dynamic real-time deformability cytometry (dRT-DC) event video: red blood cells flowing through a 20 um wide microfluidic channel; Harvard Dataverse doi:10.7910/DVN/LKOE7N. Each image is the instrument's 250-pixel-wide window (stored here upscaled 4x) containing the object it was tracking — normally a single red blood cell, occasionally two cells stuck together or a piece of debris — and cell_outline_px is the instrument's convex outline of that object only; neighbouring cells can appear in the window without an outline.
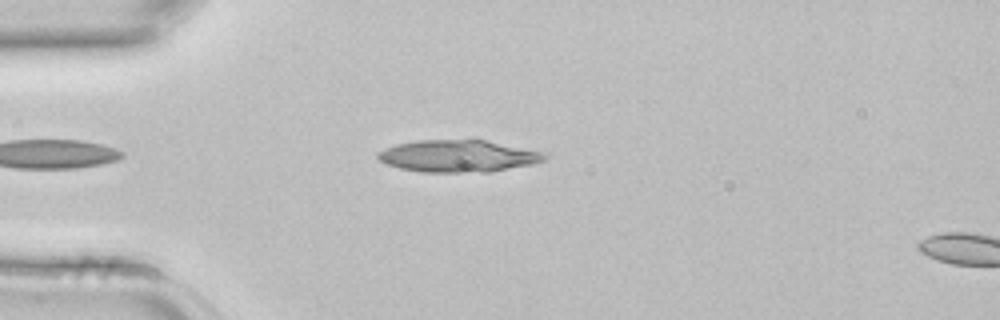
{"species": "common noctule bat (a hibernating species)", "species_latin": "Nyctalus noctula", "temperature_condition": "room temperature", "stored_images_in_passage": 4, "camera_frame_rate_fps": 3000, "um_per_image_px": 0.085, "animal": {"sex": "female", "body_mass_g": 22.7, "forearm_length_mm": 54.2}, "frame": {"image": 1, "passage_image": 3, "time_ms": 0.667, "image_size_px": [1000, 320], "cell_outline_px": [[548, 156], [544, 160], [532, 164], [488, 172], [424, 172], [400, 168], [388, 164], [380, 160], [376, 156], [376, 152], [396, 144], [420, 140], [484, 140], [544, 152]], "centroid_in_image_um": [38.93, 13.26], "position_along_channel_um": 46.1, "area_um2": 30.87}}